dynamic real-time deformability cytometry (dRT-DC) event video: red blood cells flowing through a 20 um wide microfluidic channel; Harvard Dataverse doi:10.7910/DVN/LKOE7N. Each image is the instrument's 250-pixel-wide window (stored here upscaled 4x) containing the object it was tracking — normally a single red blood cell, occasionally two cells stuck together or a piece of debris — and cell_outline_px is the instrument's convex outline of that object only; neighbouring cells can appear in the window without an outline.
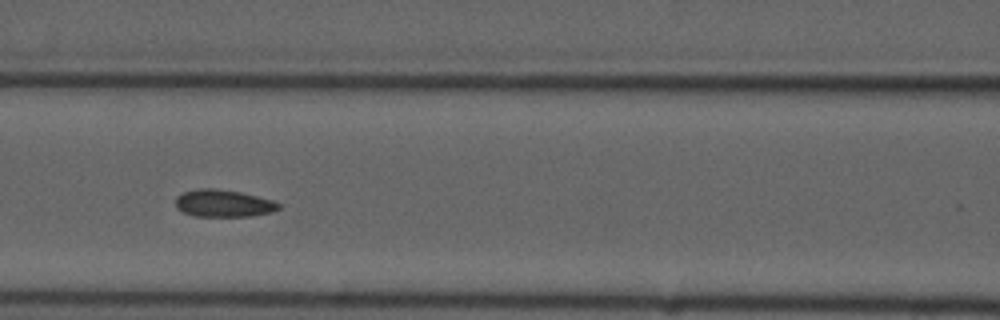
{"species": "common noctule bat (a hibernating species)", "species_latin": "Nyctalus noctula", "temperature_condition": "cold", "stored_images_in_passage": 9, "camera_frame_rate_fps": 3000, "um_per_image_px": 0.085, "animal": {"sex": "male", "forearm_length_mm": 52.5}, "frame": {"image": 1, "passage_image": 6, "time_ms": 6.0, "image_size_px": [1000, 320], "cell_outline_px": [[284, 204], [280, 208], [272, 212], [252, 216], [196, 216], [184, 212], [176, 208], [176, 196], [184, 192], [200, 188], [216, 188], [240, 192], [272, 200]], "centroid_in_image_um": [19.02, 17.28], "position_along_channel_um": 147.6, "area_um2": 16.42}}
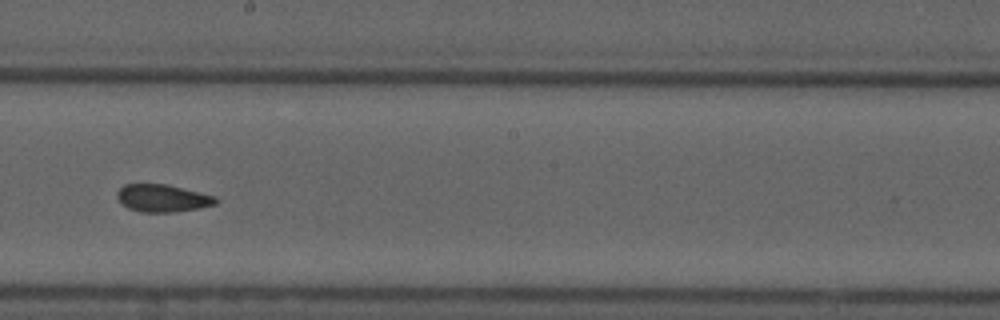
{"frame": {"image": 2, "passage_image": 8, "time_ms": 8.333, "image_size_px": [1000, 320], "cell_outline_px": [[220, 200], [216, 204], [200, 208], [172, 212], [140, 212], [128, 208], [120, 204], [116, 196], [116, 192], [124, 184], [168, 184], [216, 196]], "centroid_in_image_um": [13.81, 16.84], "position_along_channel_um": 234.4, "area_um2": 16.07}}
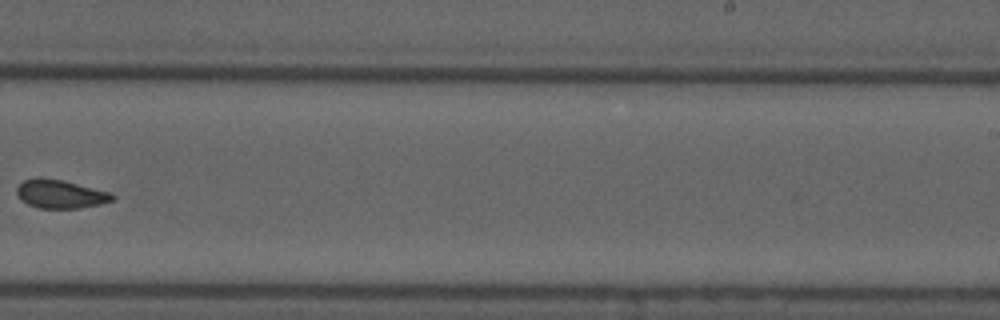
{"frame": {"image": 3, "passage_image": 9, "time_ms": 9.667, "image_size_px": [1000, 320], "cell_outline_px": [[116, 200], [100, 204], [80, 208], [40, 208], [28, 204], [20, 200], [16, 192], [16, 188], [24, 180], [36, 176], [40, 176], [64, 180], [112, 192], [116, 196]], "centroid_in_image_um": [5.16, 16.47], "position_along_channel_um": 283.8, "area_um2": 16.3}}